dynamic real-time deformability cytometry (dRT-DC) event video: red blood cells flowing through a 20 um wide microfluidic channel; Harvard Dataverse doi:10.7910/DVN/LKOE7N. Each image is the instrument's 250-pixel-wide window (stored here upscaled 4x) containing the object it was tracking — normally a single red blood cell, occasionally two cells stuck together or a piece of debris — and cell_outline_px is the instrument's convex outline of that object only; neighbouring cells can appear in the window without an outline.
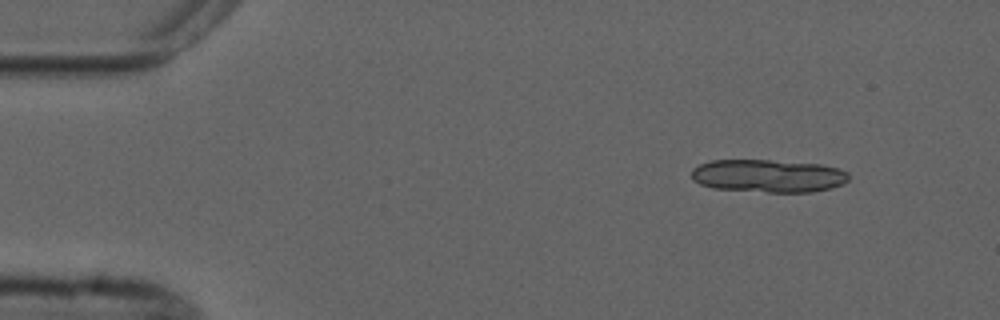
{"species": "common noctule bat (a hibernating species)", "species_latin": "Nyctalus noctula", "temperature_condition": "cold", "stored_images_in_passage": 3, "camera_frame_rate_fps": 3000, "um_per_image_px": 0.085, "animal": {"sex": "male", "forearm_length_mm": 52.5}, "frame": {"image": 1, "passage_image": 3, "time_ms": 3.0, "image_size_px": [1000, 320], "cell_outline_px": [[848, 180], [844, 184], [832, 188], [812, 192], [768, 192], [712, 188], [700, 184], [692, 180], [692, 168], [700, 164], [712, 160], [768, 160], [820, 164], [840, 168], [848, 172]], "centroid_in_image_um": [65.31, 14.95], "position_along_channel_um": 19.7, "area_um2": 30.35}}